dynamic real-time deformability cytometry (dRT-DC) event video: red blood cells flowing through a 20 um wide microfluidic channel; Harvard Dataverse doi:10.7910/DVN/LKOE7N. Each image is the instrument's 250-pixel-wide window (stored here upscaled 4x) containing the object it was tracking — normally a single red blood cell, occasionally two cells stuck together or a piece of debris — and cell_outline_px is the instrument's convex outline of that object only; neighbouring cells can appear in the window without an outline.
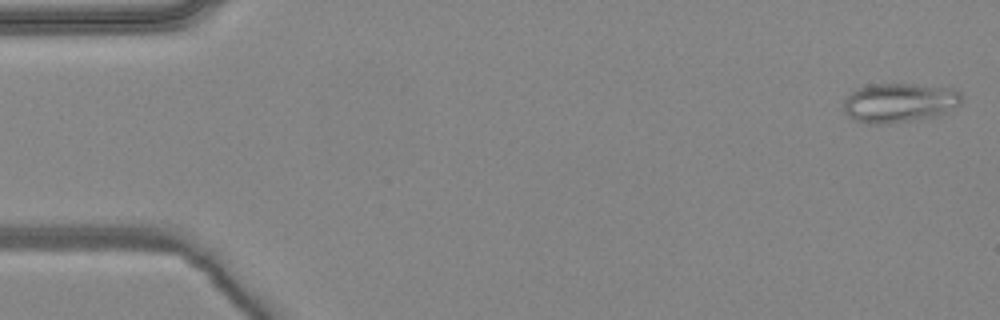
{"species": "common noctule bat (a hibernating species)", "species_latin": "Nyctalus noctula", "temperature_condition": "warm", "stored_images_in_passage": 5, "camera_frame_rate_fps": 3000, "um_per_image_px": 0.085, "animal": {"sex": "female", "body_mass_g": 24.6, "forearm_length_mm": 56.2}, "frame": {"image": 1, "passage_image": 1, "time_ms": 0.0, "image_size_px": [1000, 320], "cell_outline_px": [[964, 96], [960, 104], [948, 112], [936, 116], [888, 124], [864, 124], [852, 120], [844, 112], [844, 100], [856, 88], [868, 84], [916, 84], [952, 88], [960, 92]], "centroid_in_image_um": [76.44, 8.74], "position_along_channel_um": 8.6, "area_um2": 27.51}}